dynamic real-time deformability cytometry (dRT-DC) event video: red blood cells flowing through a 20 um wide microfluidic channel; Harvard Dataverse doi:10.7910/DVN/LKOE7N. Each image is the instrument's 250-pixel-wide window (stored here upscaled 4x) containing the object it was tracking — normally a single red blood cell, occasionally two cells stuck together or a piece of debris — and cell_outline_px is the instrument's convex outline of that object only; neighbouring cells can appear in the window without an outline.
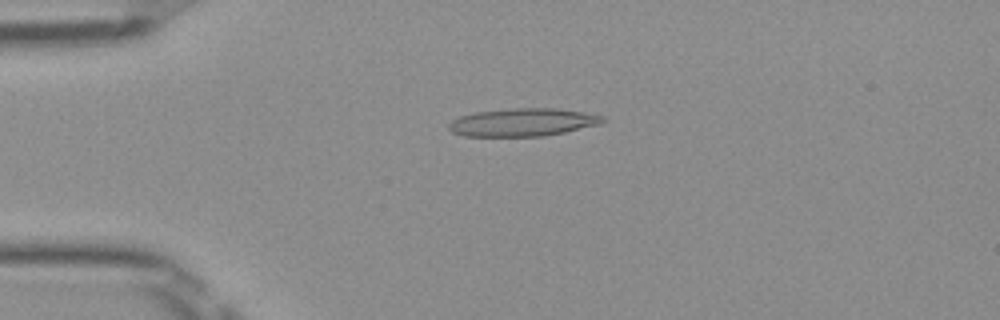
{"species": "Egyptian fruit bat (a non-hibernating species)", "species_latin": "Rousettus aegyptiacus", "temperature_condition": "room temperature", "stored_images_in_passage": 50, "camera_frame_rate_fps": 3000, "um_per_image_px": 0.085, "frame": {"image": 1, "passage_image": 12, "time_ms": 3.667, "image_size_px": [1000, 320], "cell_outline_px": [[608, 120], [600, 124], [564, 132], [544, 136], [464, 136], [452, 132], [448, 128], [448, 124], [452, 120], [460, 116], [476, 112], [512, 108], [556, 108], [604, 116]], "centroid_in_image_um": [44.43, 10.39], "position_along_channel_um": 40.6, "area_um2": 24.97}}
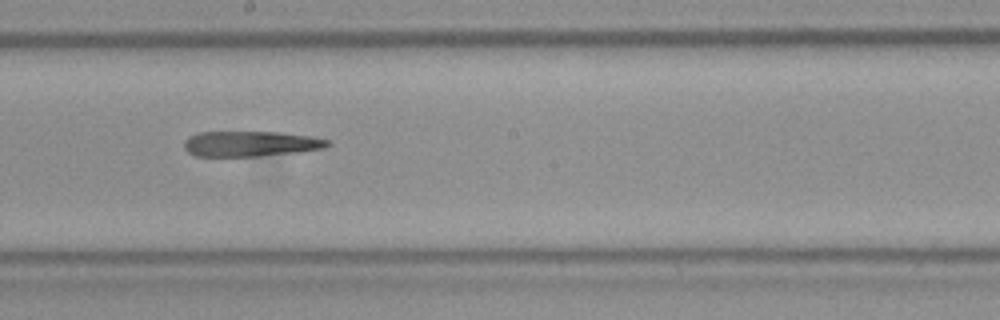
{"frame": {"image": 2, "passage_image": 28, "time_ms": 9.0, "image_size_px": [1000, 320], "cell_outline_px": [[332, 144], [324, 148], [300, 152], [256, 156], [196, 156], [188, 152], [184, 148], [184, 140], [188, 136], [196, 132], [280, 132], [312, 136], [328, 140]], "centroid_in_image_um": [21.3, 12.21], "position_along_channel_um": 226.9, "area_um2": 21.39}}
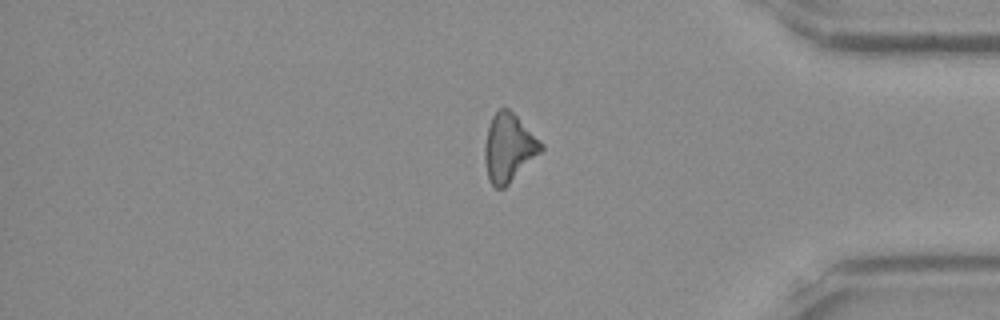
{"frame": {"image": 3, "passage_image": 42, "time_ms": 13.667, "image_size_px": [1000, 320], "cell_outline_px": [[544, 148], [504, 188], [496, 188], [488, 180], [484, 160], [484, 144], [488, 128], [492, 116], [500, 108], [508, 108], [544, 144]], "centroid_in_image_um": [43.21, 12.56], "position_along_channel_um": 392.0, "area_um2": 22.02}}